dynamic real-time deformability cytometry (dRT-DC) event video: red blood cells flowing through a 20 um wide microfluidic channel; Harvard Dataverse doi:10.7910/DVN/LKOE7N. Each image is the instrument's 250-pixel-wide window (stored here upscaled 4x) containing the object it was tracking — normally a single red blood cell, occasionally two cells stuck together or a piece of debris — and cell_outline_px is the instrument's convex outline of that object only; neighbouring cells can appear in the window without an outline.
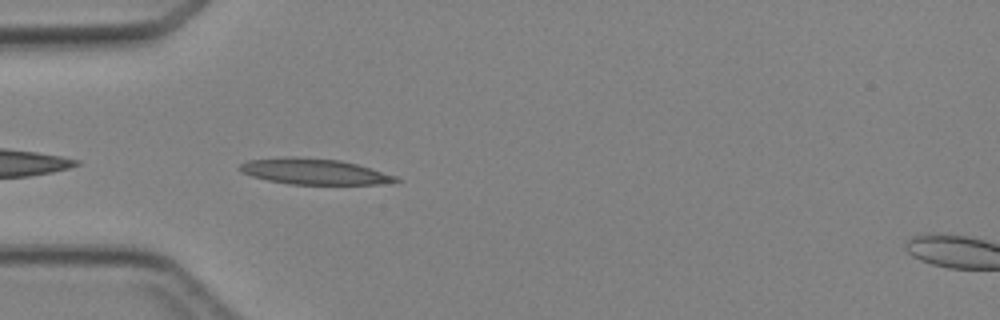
{"species": "Egyptian fruit bat (a non-hibernating species)", "species_latin": "Rousettus aegyptiacus", "temperature_condition": "cold", "stored_images_in_passage": 5, "camera_frame_rate_fps": 3000, "um_per_image_px": 0.085, "animal": {"sex": "female"}, "frame": {"image": 1, "passage_image": 4, "time_ms": 3.333, "image_size_px": [1000, 320], "cell_outline_px": [[400, 180], [380, 184], [288, 184], [268, 180], [252, 176], [240, 172], [240, 164], [248, 160], [340, 160], [372, 168], [396, 176]], "centroid_in_image_um": [26.79, 14.64], "position_along_channel_um": 58.2, "area_um2": 21.96}}